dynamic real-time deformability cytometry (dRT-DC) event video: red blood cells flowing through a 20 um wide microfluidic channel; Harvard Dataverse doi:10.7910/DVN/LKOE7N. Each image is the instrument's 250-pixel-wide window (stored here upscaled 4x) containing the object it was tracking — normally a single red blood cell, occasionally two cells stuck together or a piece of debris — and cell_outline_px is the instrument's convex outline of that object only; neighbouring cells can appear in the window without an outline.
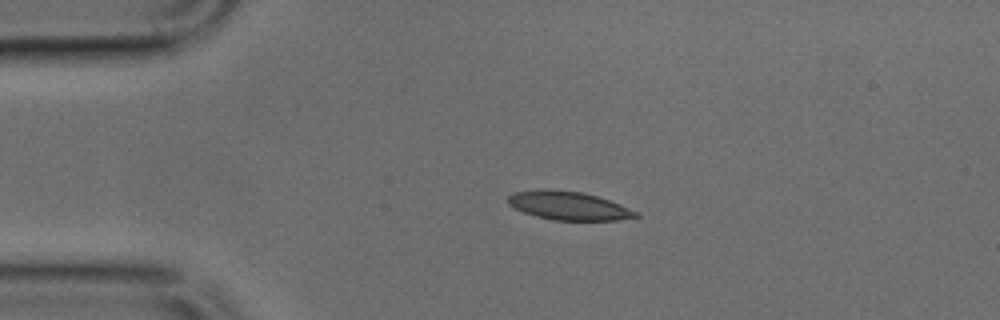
{"species": "common noctule bat (a hibernating species)", "species_latin": "Nyctalus noctula", "temperature_condition": "cold", "stored_images_in_passage": 4, "camera_frame_rate_fps": 3000, "um_per_image_px": 0.085, "animal": {"sex": "male", "body_mass_g": 17.9, "forearm_length_mm": 54.2}, "frame": {"image": 1, "passage_image": 3, "time_ms": 0.667, "image_size_px": [1000, 320], "cell_outline_px": [[640, 216], [616, 220], [552, 220], [536, 216], [524, 212], [508, 204], [508, 196], [512, 192], [580, 192], [596, 196], [620, 204], [640, 212]], "centroid_in_image_um": [48.42, 17.54], "position_along_channel_um": 36.6, "area_um2": 20.23}}
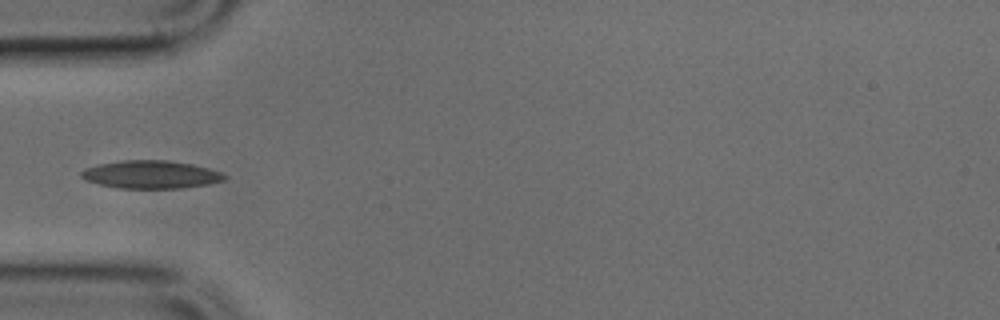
{"frame": {"image": 2, "passage_image": 4, "time_ms": 1.0, "image_size_px": [1000, 320], "cell_outline_px": [[228, 176], [224, 180], [208, 184], [180, 188], [120, 188], [100, 184], [88, 180], [80, 176], [80, 172], [84, 168], [100, 164], [124, 160], [168, 160], [192, 164], [208, 168], [220, 172]], "centroid_in_image_um": [12.84, 14.83], "position_along_channel_um": 72.2, "area_um2": 23.12}}